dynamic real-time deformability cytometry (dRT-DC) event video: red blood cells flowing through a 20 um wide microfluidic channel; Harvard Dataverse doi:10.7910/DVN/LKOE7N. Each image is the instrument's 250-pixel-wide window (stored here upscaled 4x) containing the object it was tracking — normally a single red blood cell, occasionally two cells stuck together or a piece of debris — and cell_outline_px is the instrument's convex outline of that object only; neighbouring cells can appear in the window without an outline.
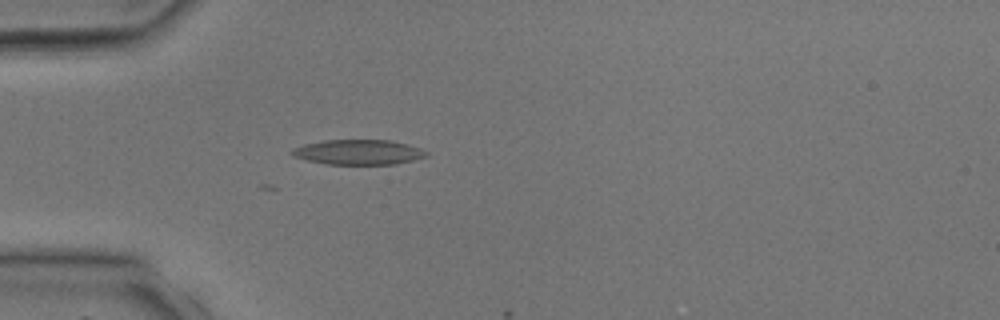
{"species": "common noctule bat (a hibernating species)", "species_latin": "Nyctalus noctula", "temperature_condition": "room temperature", "stored_images_in_passage": 4, "camera_frame_rate_fps": 3000, "um_per_image_px": 0.085, "animal": {"sex": "male", "body_mass_g": 17.9, "forearm_length_mm": 54.2}, "frame": {"image": 1, "passage_image": 4, "time_ms": 3.667, "image_size_px": [1000, 320], "cell_outline_px": [[428, 156], [396, 164], [324, 164], [292, 156], [288, 152], [292, 148], [304, 144], [324, 140], [388, 140], [420, 148], [428, 152]], "centroid_in_image_um": [30.41, 12.93], "position_along_channel_um": 54.6, "area_um2": 19.54}}